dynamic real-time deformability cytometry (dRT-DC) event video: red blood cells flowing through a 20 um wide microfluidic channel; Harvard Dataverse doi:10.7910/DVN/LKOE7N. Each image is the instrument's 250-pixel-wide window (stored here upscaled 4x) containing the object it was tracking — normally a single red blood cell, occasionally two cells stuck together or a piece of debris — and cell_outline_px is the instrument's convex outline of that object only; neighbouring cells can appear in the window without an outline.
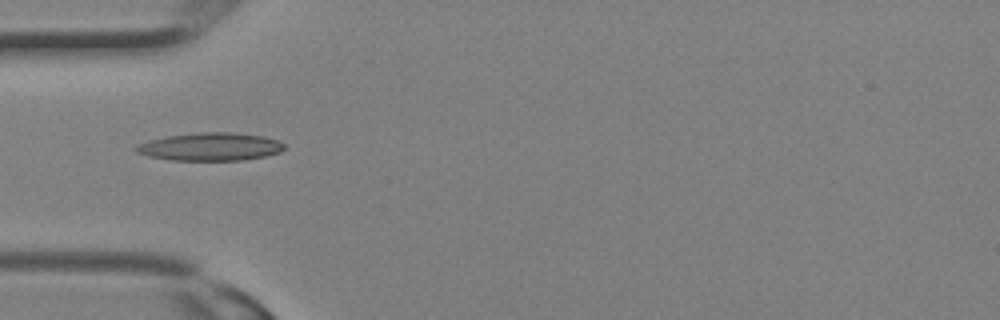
{"species": "Egyptian fruit bat (a non-hibernating species)", "species_latin": "Rousettus aegyptiacus", "temperature_condition": "room temperature", "stored_images_in_passage": 22, "camera_frame_rate_fps": 3000, "um_per_image_px": 0.085, "animal": {"sex": "female"}, "frame": {"image": 1, "passage_image": 1, "time_ms": 0.0, "image_size_px": [1000, 320], "cell_outline_px": [[284, 148], [280, 152], [264, 156], [240, 160], [168, 160], [148, 156], [136, 152], [132, 148], [136, 144], [148, 140], [168, 136], [200, 132], [232, 132], [264, 136], [276, 140], [284, 144]], "centroid_in_image_um": [17.82, 12.47], "position_along_channel_um": 67.2, "area_um2": 24.16}}
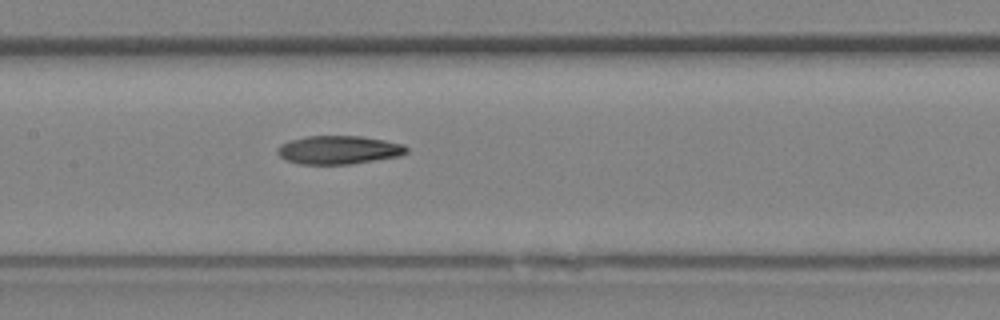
{"frame": {"image": 2, "passage_image": 6, "time_ms": 1.667, "image_size_px": [1000, 320], "cell_outline_px": [[408, 152], [400, 156], [352, 164], [300, 164], [288, 160], [280, 156], [276, 152], [276, 148], [280, 144], [288, 140], [308, 136], [360, 136], [384, 140], [404, 144], [408, 148]], "centroid_in_image_um": [28.79, 12.74], "position_along_channel_um": 178.6, "area_um2": 21.5}}
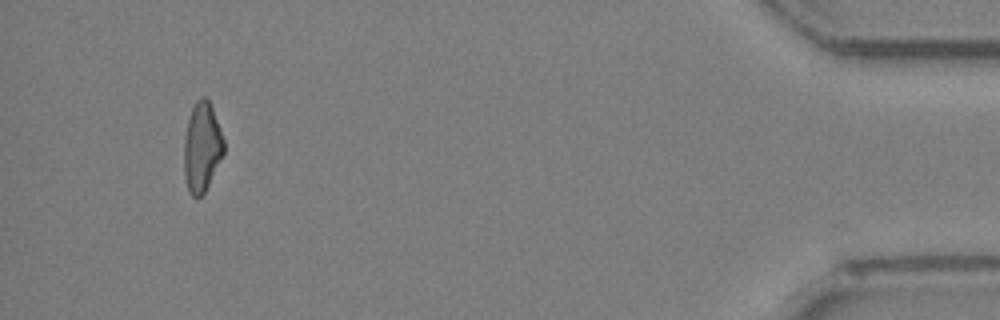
{"frame": {"image": 3, "passage_image": 20, "time_ms": 6.333, "image_size_px": [1000, 320], "cell_outline_px": [[224, 152], [204, 192], [196, 200], [188, 192], [184, 176], [184, 140], [188, 120], [192, 108], [196, 100], [204, 96], [208, 96], [220, 128], [224, 140]], "centroid_in_image_um": [17.15, 12.5], "position_along_channel_um": 418.0, "area_um2": 20.75}}